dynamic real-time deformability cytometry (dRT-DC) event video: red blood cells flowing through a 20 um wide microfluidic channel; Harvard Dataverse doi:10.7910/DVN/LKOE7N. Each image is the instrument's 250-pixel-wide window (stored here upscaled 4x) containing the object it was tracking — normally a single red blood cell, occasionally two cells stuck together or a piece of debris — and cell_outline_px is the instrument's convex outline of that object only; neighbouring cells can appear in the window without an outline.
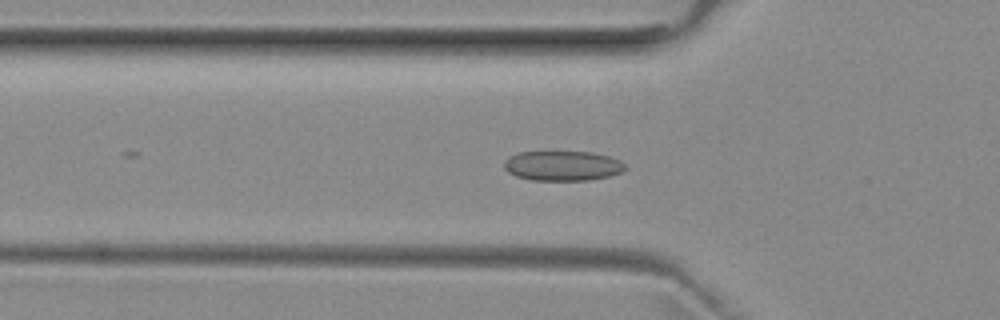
{"species": "common noctule bat (a hibernating species)", "species_latin": "Nyctalus noctula", "temperature_condition": "room temperature", "stored_images_in_passage": 29, "camera_frame_rate_fps": 3000, "um_per_image_px": 0.085, "animal": {"sex": "female", "body_mass_g": 29.2, "forearm_length_mm": 56.3}, "frame": {"image": 1, "passage_image": 17, "time_ms": 5.333, "image_size_px": [1000, 320], "cell_outline_px": [[628, 168], [620, 172], [608, 176], [588, 180], [532, 180], [516, 176], [508, 172], [504, 168], [504, 160], [508, 156], [520, 152], [592, 152], [608, 156], [620, 160]], "centroid_in_image_um": [47.8, 14.09], "position_along_channel_um": 78.0, "area_um2": 21.04}}
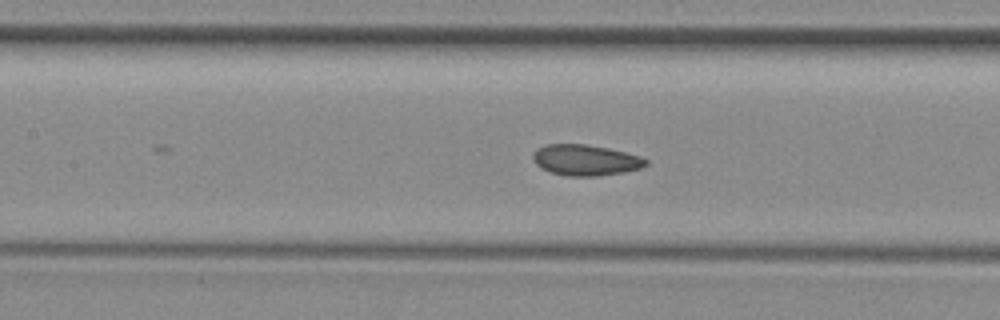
{"frame": {"image": 2, "passage_image": 23, "time_ms": 7.333, "image_size_px": [1000, 320], "cell_outline_px": [[648, 164], [640, 168], [624, 172], [596, 176], [568, 176], [552, 172], [540, 168], [532, 160], [532, 156], [536, 148], [544, 144], [584, 144], [608, 148], [640, 156], [648, 160]], "centroid_in_image_um": [49.74, 13.6], "position_along_channel_um": 157.7, "area_um2": 20.35}}
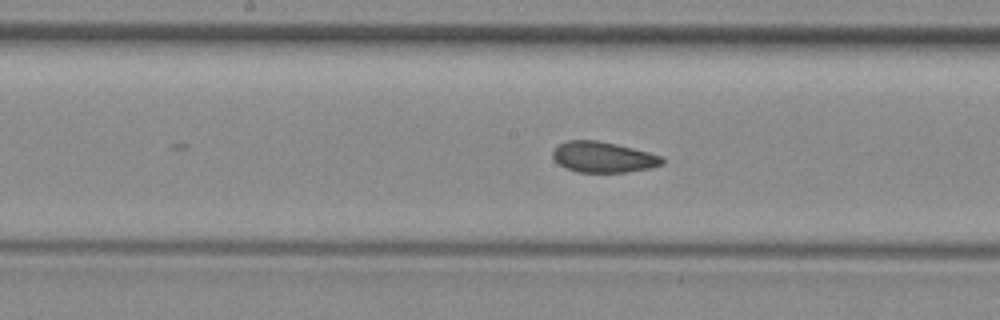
{"frame": {"image": 3, "passage_image": 26, "time_ms": 8.333, "image_size_px": [1000, 320], "cell_outline_px": [[664, 164], [652, 168], [628, 172], [576, 172], [564, 168], [552, 156], [552, 152], [560, 144], [568, 140], [596, 140], [616, 144], [664, 156]], "centroid_in_image_um": [51.31, 13.36], "position_along_channel_um": 196.9, "area_um2": 19.65}}